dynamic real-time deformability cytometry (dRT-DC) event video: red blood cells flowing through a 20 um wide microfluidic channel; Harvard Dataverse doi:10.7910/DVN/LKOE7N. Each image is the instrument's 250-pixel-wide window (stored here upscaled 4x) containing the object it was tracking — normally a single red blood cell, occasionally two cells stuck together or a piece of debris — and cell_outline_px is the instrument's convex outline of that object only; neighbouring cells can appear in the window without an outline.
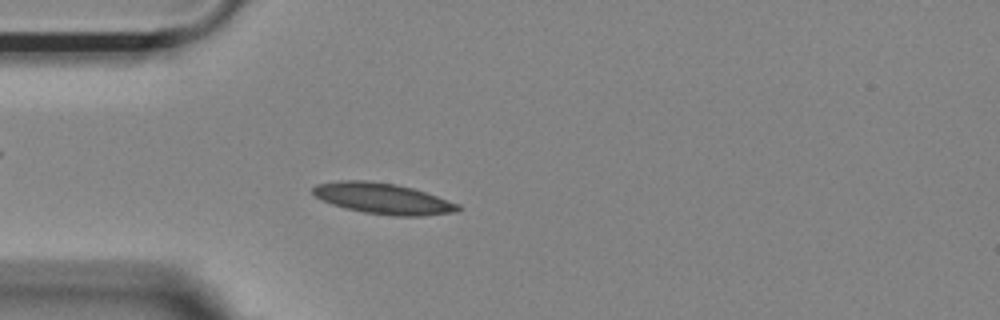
{"species": "Egyptian fruit bat (a non-hibernating species)", "species_latin": "Rousettus aegyptiacus", "temperature_condition": "room temperature", "stored_images_in_passage": 37, "camera_frame_rate_fps": 3000, "um_per_image_px": 0.085, "animal": {"sex": "female"}, "frame": {"image": 1, "passage_image": 5, "time_ms": 1.333, "image_size_px": [1000, 320], "cell_outline_px": [[460, 208], [456, 212], [424, 216], [392, 216], [364, 212], [344, 208], [320, 200], [312, 192], [312, 188], [316, 184], [340, 180], [368, 180], [396, 184], [412, 188], [460, 204]], "centroid_in_image_um": [32.52, 16.87], "position_along_channel_um": 52.5, "area_um2": 26.18}}
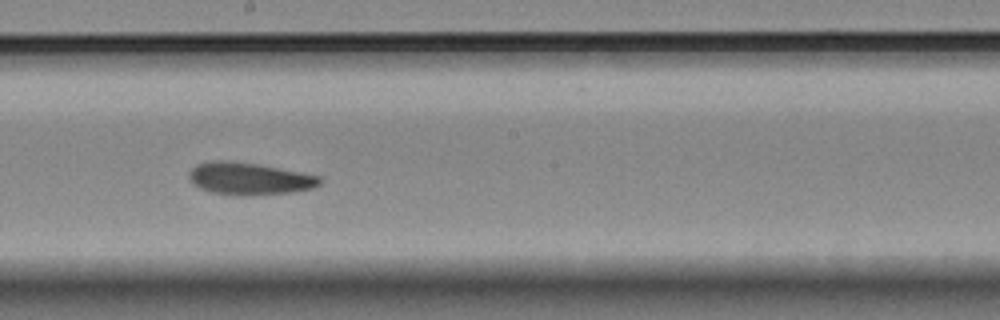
{"frame": {"image": 2, "passage_image": 20, "time_ms": 6.333, "image_size_px": [1000, 320], "cell_outline_px": [[320, 184], [312, 188], [292, 192], [252, 196], [244, 196], [212, 192], [200, 188], [188, 176], [188, 172], [196, 164], [212, 160], [228, 160], [256, 164], [300, 172], [320, 176]], "centroid_in_image_um": [21.17, 15.18], "position_along_channel_um": 227.0, "area_um2": 24.45}}
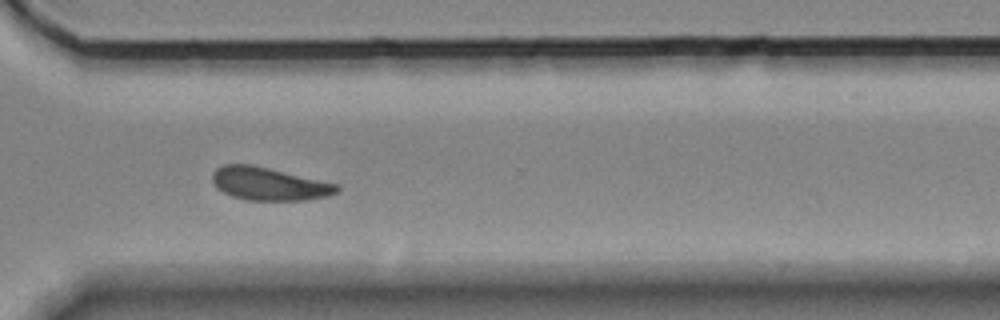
{"frame": {"image": 3, "passage_image": 30, "time_ms": 9.667, "image_size_px": [1000, 320], "cell_outline_px": [[340, 188], [336, 192], [328, 196], [304, 200], [244, 200], [232, 196], [216, 188], [212, 180], [212, 172], [216, 168], [224, 164], [252, 164], [340, 184]], "centroid_in_image_um": [22.86, 15.62], "position_along_channel_um": 347.7, "area_um2": 24.1}, "authors_computed_cell_mechanics": {"area_um2": 24.5072, "velocity_mm_per_s": 3.6203, "shape_relaxation_time_tau1_ms": 2.656, "shape_relaxation_time_tau2_ms": 2.8272, "deformation_change_tau1": 0.0773, "deformation_change_tau2": 0.0818}}